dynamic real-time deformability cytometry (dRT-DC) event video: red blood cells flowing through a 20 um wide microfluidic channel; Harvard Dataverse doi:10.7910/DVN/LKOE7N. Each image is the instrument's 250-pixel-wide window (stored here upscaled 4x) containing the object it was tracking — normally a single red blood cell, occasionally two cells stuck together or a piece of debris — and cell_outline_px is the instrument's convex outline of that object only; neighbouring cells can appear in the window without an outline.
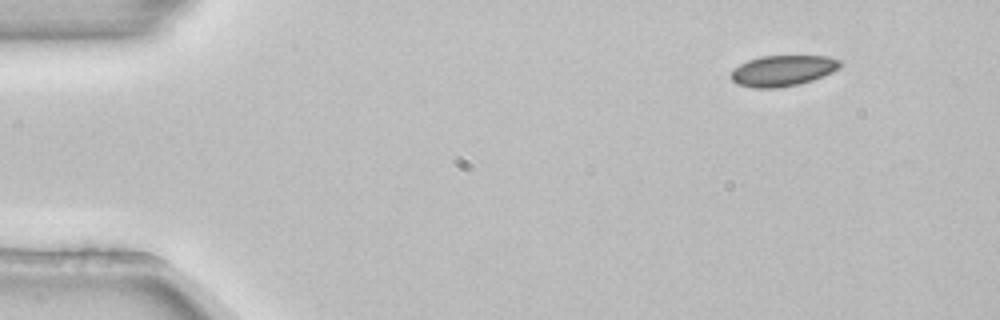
{"species": "common noctule bat (a hibernating species)", "species_latin": "Nyctalus noctula", "temperature_condition": "room temperature", "stored_images_in_passage": 3, "camera_frame_rate_fps": 3000, "um_per_image_px": 0.085, "animal": {"sex": "female", "body_mass_g": 22.7, "forearm_length_mm": 54.2}, "frame": {"image": 1, "passage_image": 1, "time_ms": 0.0, "image_size_px": [1000, 320], "cell_outline_px": [[840, 68], [832, 72], [812, 80], [800, 84], [776, 88], [752, 88], [736, 84], [732, 80], [732, 72], [740, 64], [748, 60], [760, 56], [828, 56], [840, 60]], "centroid_in_image_um": [66.54, 6.01], "position_along_channel_um": 18.5, "area_um2": 19.54}}